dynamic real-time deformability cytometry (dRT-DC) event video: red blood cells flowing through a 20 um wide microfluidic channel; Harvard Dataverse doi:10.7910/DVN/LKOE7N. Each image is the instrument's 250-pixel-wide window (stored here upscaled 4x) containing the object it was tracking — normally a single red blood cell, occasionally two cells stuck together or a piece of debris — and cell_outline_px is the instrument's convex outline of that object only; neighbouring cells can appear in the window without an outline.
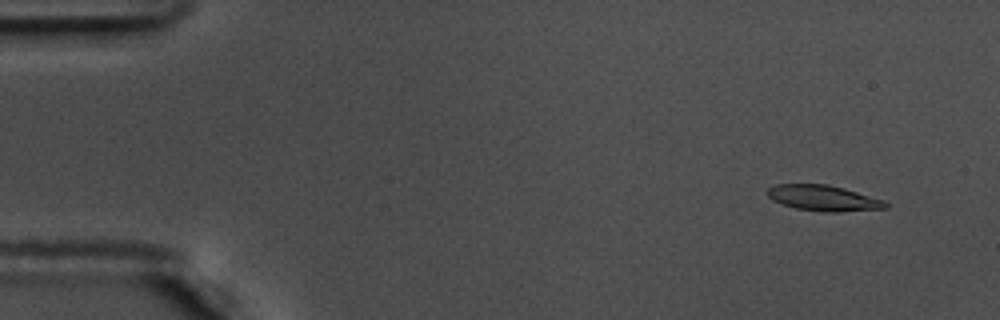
{"species": "common noctule bat (a hibernating species)", "species_latin": "Nyctalus noctula", "temperature_condition": "warm", "stored_images_in_passage": 57, "camera_frame_rate_fps": 3000, "um_per_image_px": 0.085, "animal": {"sex": "male", "body_mass_g": 17.5, "forearm_length_mm": 52.3}, "frame": {"image": 1, "passage_image": 5, "time_ms": 1.333, "image_size_px": [1000, 320], "cell_outline_px": [[888, 208], [840, 212], [820, 212], [796, 208], [772, 200], [768, 196], [768, 188], [776, 184], [828, 184], [844, 188], [884, 200], [888, 204]], "centroid_in_image_um": [70.01, 16.84], "position_along_channel_um": 15.0, "area_um2": 17.69}}
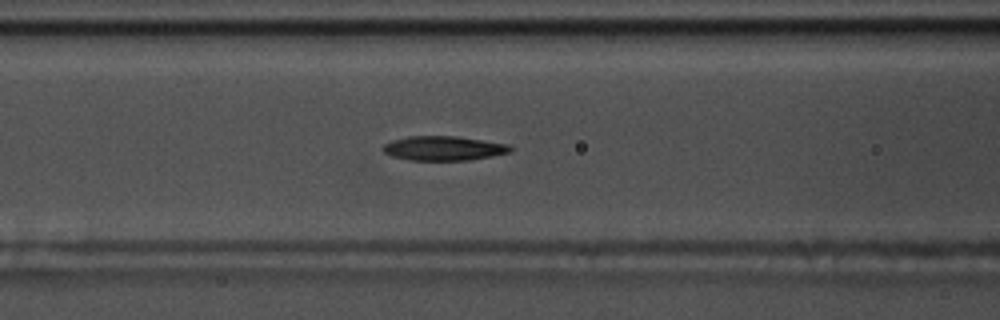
{"frame": {"image": 2, "passage_image": 24, "time_ms": 7.667, "image_size_px": [1000, 320], "cell_outline_px": [[516, 148], [512, 152], [492, 156], [468, 160], [408, 160], [392, 156], [384, 152], [380, 148], [384, 144], [392, 140], [408, 136], [456, 136], [508, 144]], "centroid_in_image_um": [37.72, 12.6], "position_along_channel_um": 128.9, "area_um2": 18.26}}
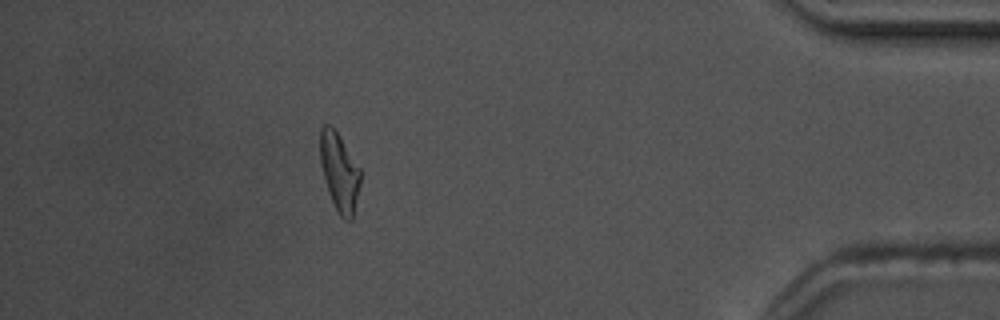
{"frame": {"image": 3, "passage_image": 51, "time_ms": 16.667, "image_size_px": [1000, 320], "cell_outline_px": [[360, 184], [352, 220], [344, 220], [340, 216], [328, 192], [320, 164], [320, 128], [324, 124], [332, 124], [360, 168]], "centroid_in_image_um": [28.83, 14.59], "position_along_channel_um": 406.4, "area_um2": 18.32}, "authors_computed_cell_mechanics": {"area_um2": 18.3226, "velocity_mm_per_s": 3.6332, "shape_relaxation_time_tau1_ms": 6.6107, "shape_relaxation_time_tau2_ms": 4.3425, "deformation_change_tau1": 0.192, "deformation_change_tau2": 0.1215}}